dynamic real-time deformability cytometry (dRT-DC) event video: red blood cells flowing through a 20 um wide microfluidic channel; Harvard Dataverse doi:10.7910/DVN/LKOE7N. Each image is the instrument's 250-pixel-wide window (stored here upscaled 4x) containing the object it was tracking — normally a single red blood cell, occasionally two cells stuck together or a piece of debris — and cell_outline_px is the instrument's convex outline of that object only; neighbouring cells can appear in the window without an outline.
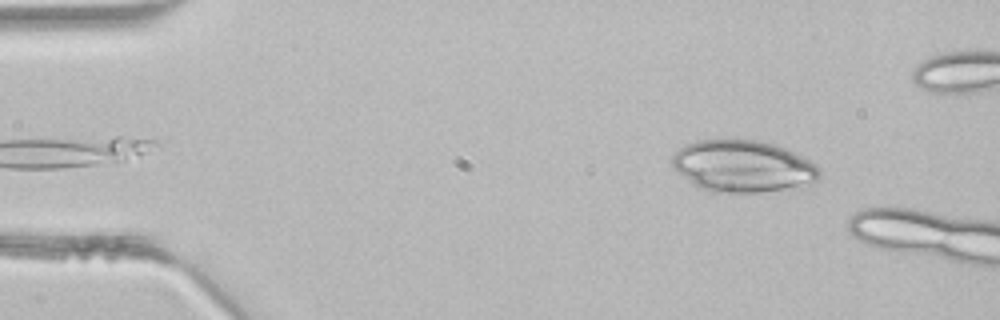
{"species": "common noctule bat (a hibernating species)", "species_latin": "Nyctalus noctula", "temperature_condition": "room temperature", "stored_images_in_passage": 34, "camera_frame_rate_fps": 3000, "um_per_image_px": 0.085, "animal": {"sex": "male", "body_mass_g": 21.5, "forearm_length_mm": 52.0}, "frame": {"image": 1, "passage_image": 1, "time_ms": 0.0, "image_size_px": [1000, 320], "cell_outline_px": [[820, 180], [816, 184], [760, 192], [712, 192], [700, 188], [688, 180], [672, 168], [672, 156], [684, 144], [696, 140], [756, 140], [776, 144], [816, 164], [820, 168]], "centroid_in_image_um": [63.16, 14.13], "position_along_channel_um": 21.8, "area_um2": 44.62}}
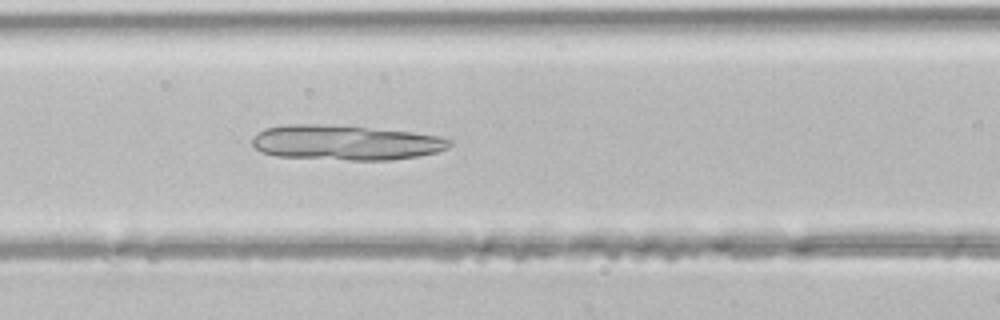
{"frame": {"image": 2, "passage_image": 14, "time_ms": 4.333, "image_size_px": [1000, 320], "cell_outline_px": [[452, 144], [448, 148], [436, 152], [416, 156], [392, 160], [348, 160], [276, 156], [260, 152], [252, 144], [252, 136], [264, 128], [284, 124], [332, 124], [412, 132], [440, 136], [452, 140]], "centroid_in_image_um": [29.34, 12.11], "position_along_channel_um": 137.3, "area_um2": 40.58}}
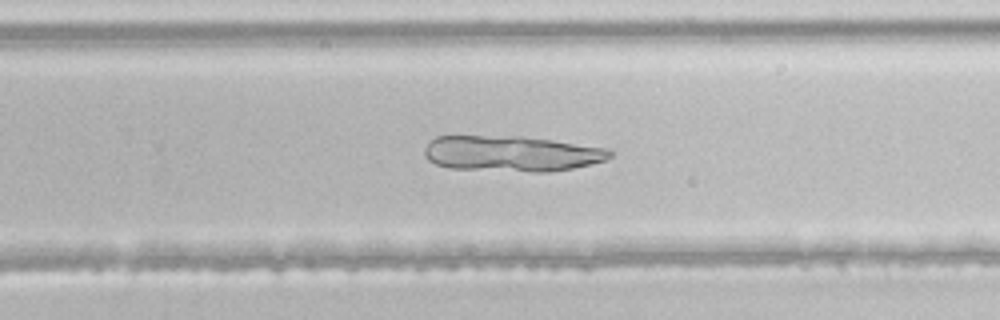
{"frame": {"image": 3, "passage_image": 24, "time_ms": 7.667, "image_size_px": [1000, 320], "cell_outline_px": [[612, 156], [604, 160], [572, 168], [548, 172], [532, 172], [448, 168], [436, 164], [428, 160], [424, 156], [424, 148], [436, 136], [520, 136], [552, 140], [608, 148], [612, 152]], "centroid_in_image_um": [43.45, 13.05], "position_along_channel_um": 286.3, "area_um2": 38.55}}